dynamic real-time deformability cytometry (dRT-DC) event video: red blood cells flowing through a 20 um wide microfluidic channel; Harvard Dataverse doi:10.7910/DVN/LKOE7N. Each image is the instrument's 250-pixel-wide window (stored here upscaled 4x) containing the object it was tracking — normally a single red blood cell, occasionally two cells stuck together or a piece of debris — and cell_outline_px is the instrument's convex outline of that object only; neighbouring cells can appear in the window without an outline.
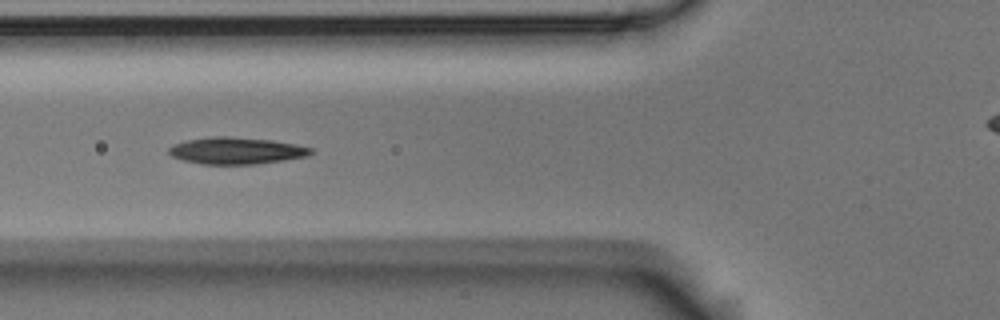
{"species": "Egyptian fruit bat (a non-hibernating species)", "species_latin": "Rousettus aegyptiacus", "temperature_condition": "room temperature", "stored_images_in_passage": 7, "camera_frame_rate_fps": 3000, "um_per_image_px": 0.085, "animal": {"sex": "male"}, "frame": {"image": 1, "passage_image": 4, "time_ms": 1.0, "image_size_px": [1000, 320], "cell_outline_px": [[312, 152], [308, 156], [284, 160], [256, 164], [200, 164], [184, 160], [172, 156], [168, 152], [168, 148], [172, 144], [188, 140], [212, 136], [232, 136], [272, 140], [312, 148]], "centroid_in_image_um": [20.05, 12.8], "position_along_channel_um": 105.7, "area_um2": 22.14}}
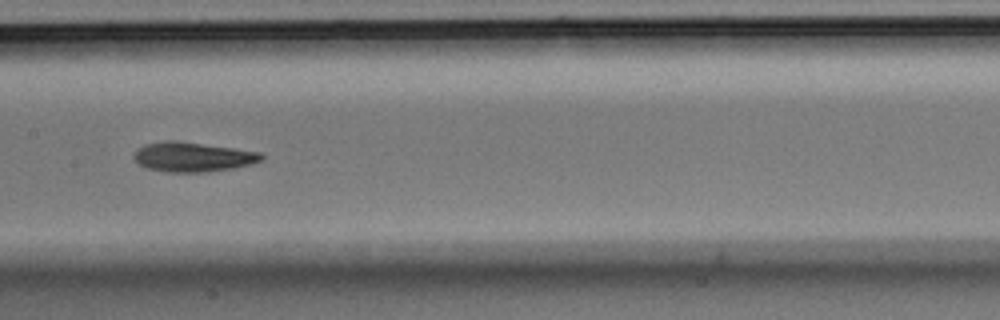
{"frame": {"image": 2, "passage_image": 6, "time_ms": 1.667, "image_size_px": [1000, 320], "cell_outline_px": [[264, 160], [252, 164], [236, 168], [208, 172], [168, 172], [148, 168], [140, 164], [132, 156], [136, 148], [144, 144], [164, 140], [176, 140], [236, 148], [260, 152], [264, 156]], "centroid_in_image_um": [16.41, 13.33], "position_along_channel_um": 191.0, "area_um2": 22.37}}
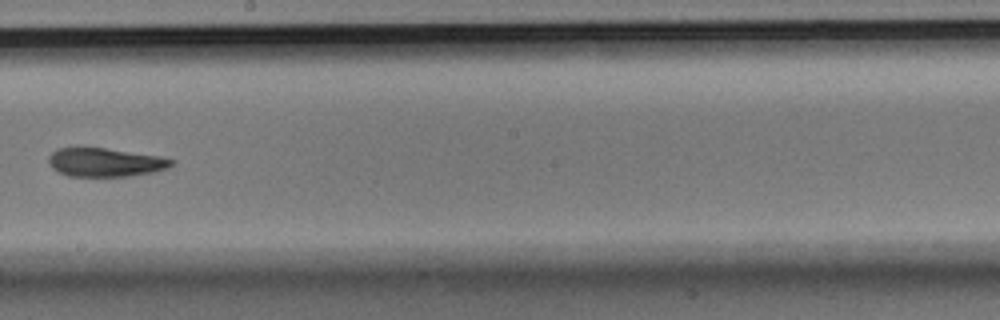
{"frame": {"image": 3, "passage_image": 7, "time_ms": 2.0, "image_size_px": [1000, 320], "cell_outline_px": [[176, 164], [168, 168], [156, 172], [128, 176], [68, 176], [52, 168], [48, 164], [48, 156], [56, 148], [76, 144], [80, 144], [160, 156], [176, 160]], "centroid_in_image_um": [8.91, 13.75], "position_along_channel_um": 239.3, "area_um2": 21.5}}